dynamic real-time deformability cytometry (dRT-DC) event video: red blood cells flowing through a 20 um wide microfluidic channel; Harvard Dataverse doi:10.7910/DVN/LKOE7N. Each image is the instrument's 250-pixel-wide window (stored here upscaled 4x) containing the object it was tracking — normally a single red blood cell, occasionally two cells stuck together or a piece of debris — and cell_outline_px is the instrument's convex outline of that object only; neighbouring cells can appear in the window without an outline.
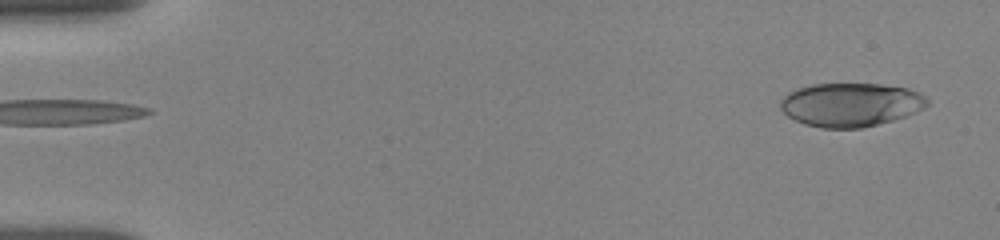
{"species": "human", "species_latin": "Homo sapiens", "temperature_condition": "room temperature", "stored_images_in_passage": 10, "segment_of_instrument_passage": [2, 2], "camera_frame_rate_fps": 3000, "um_per_image_px": 0.085, "donor": {"sex": "female"}, "frame": {"image": 1, "passage_image": 10, "time_ms": 6.0, "image_size_px": [1000, 240], "cell_outline_px": [[928, 104], [916, 112], [892, 120], [860, 128], [820, 128], [804, 124], [788, 116], [780, 108], [780, 100], [788, 92], [812, 84], [880, 84], [908, 88], [924, 96], [928, 100]], "centroid_in_image_um": [72.28, 8.9], "position_along_channel_um": 12.7, "area_um2": 37.11}}